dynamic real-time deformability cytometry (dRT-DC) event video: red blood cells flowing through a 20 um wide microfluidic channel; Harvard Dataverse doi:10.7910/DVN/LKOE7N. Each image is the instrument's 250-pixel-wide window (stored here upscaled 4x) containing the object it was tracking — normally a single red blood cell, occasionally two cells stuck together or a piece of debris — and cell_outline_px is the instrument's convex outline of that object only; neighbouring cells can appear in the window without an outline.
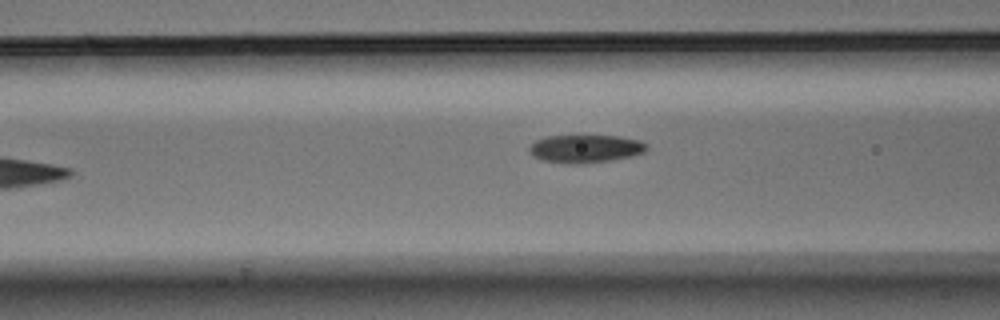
{"species": "Egyptian fruit bat (a non-hibernating species)", "species_latin": "Rousettus aegyptiacus", "temperature_condition": "warm", "stored_images_in_passage": 6, "camera_frame_rate_fps": 3000, "um_per_image_px": 0.085, "animal": {"sex": "male"}, "frame": {"image": 1, "passage_image": 6, "time_ms": 1.667, "image_size_px": [1000, 320], "cell_outline_px": [[648, 148], [644, 152], [632, 156], [612, 160], [580, 164], [568, 164], [544, 160], [532, 156], [528, 152], [528, 148], [536, 140], [548, 136], [620, 136], [640, 140], [648, 144]], "centroid_in_image_um": [49.78, 12.64], "position_along_channel_um": 116.8, "area_um2": 19.25}}